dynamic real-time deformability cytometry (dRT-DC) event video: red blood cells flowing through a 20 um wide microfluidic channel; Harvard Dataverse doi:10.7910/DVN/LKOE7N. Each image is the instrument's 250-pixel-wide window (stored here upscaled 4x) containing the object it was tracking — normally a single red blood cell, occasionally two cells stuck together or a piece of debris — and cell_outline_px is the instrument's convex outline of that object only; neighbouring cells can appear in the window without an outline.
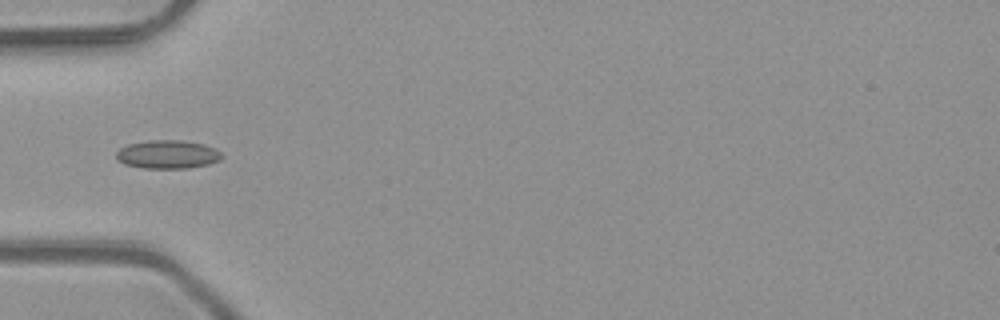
{"species": "common noctule bat (a hibernating species)", "species_latin": "Nyctalus noctula", "temperature_condition": "room temperature", "stored_images_in_passage": 34, "camera_frame_rate_fps": 3000, "um_per_image_px": 0.085, "animal": {"sex": "male", "body_mass_g": 23.1, "forearm_length_mm": 52.7}, "frame": {"image": 1, "passage_image": 1, "time_ms": 0.0, "image_size_px": [1000, 320], "cell_outline_px": [[224, 156], [220, 160], [208, 164], [188, 168], [144, 168], [124, 164], [116, 160], [116, 152], [120, 148], [128, 144], [148, 140], [180, 140], [204, 144], [216, 148]], "centroid_in_image_um": [14.25, 13.12], "position_along_channel_um": 70.8, "area_um2": 17.63}}
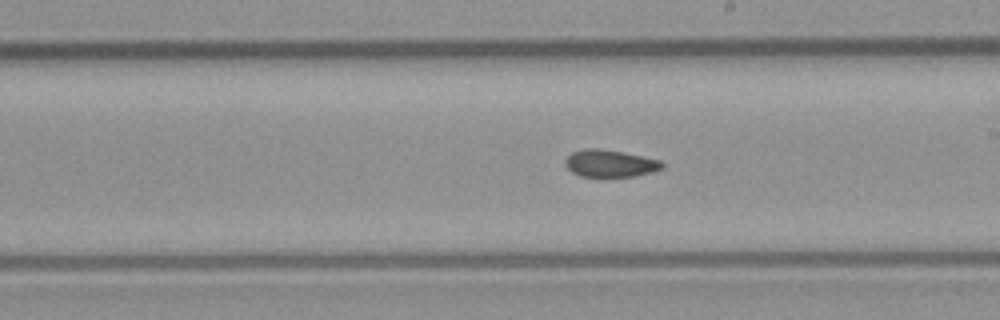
{"frame": {"image": 2, "passage_image": 13, "time_ms": 4.0, "image_size_px": [1000, 320], "cell_outline_px": [[664, 168], [652, 172], [632, 176], [580, 176], [572, 172], [564, 164], [564, 160], [572, 152], [588, 148], [596, 148], [620, 152], [660, 160], [664, 164]], "centroid_in_image_um": [51.84, 13.89], "position_along_channel_um": 237.2, "area_um2": 15.09}}
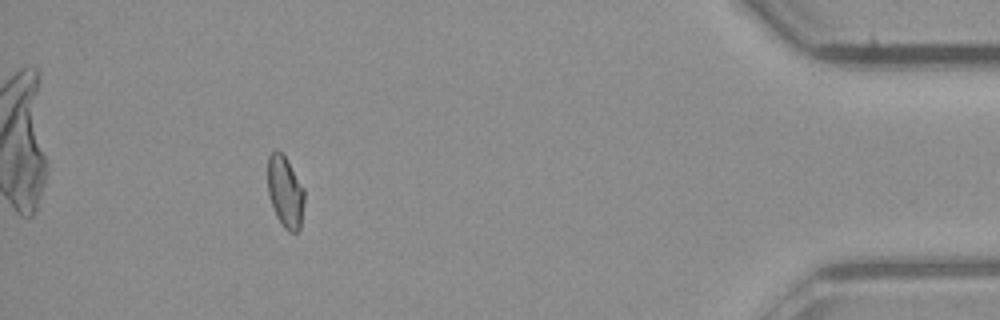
{"frame": {"image": 3, "passage_image": 30, "time_ms": 9.667, "image_size_px": [1000, 320], "cell_outline_px": [[304, 200], [300, 228], [296, 232], [288, 232], [284, 228], [276, 216], [268, 192], [268, 156], [276, 148], [284, 156], [304, 188]], "centroid_in_image_um": [24.24, 16.32], "position_along_channel_um": 411.0, "area_um2": 15.09}, "authors_computed_cell_mechanics": {"area_um2": 15.606, "velocity_mm_per_s": 4.125, "shape_relaxation_time_tau1_ms": null, "shape_relaxation_time_tau2_ms": 2.3896, "deformation_change_tau1": null, "deformation_change_tau2": 0.0614}}